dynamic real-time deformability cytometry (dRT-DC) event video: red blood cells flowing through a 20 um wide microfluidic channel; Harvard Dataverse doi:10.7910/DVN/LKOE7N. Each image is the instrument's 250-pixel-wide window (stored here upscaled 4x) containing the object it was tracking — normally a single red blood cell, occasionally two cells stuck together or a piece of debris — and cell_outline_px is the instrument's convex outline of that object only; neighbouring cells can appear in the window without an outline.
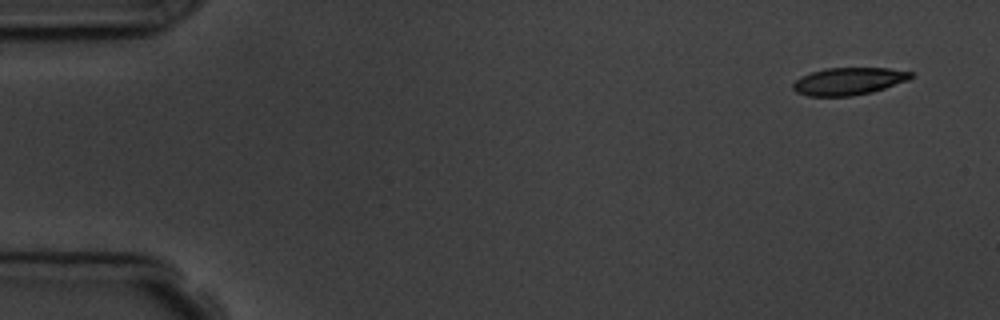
{"species": "common noctule bat (a hibernating species)", "species_latin": "Nyctalus noctula", "temperature_condition": "room temperature", "stored_images_in_passage": 6, "camera_frame_rate_fps": 3000, "um_per_image_px": 0.085, "animal": {"sex": "male", "body_mass_g": 19.5, "forearm_length_mm": 54.6}, "frame": {"image": 1, "passage_image": 1, "time_ms": 0.0, "image_size_px": [1000, 320], "cell_outline_px": [[916, 76], [908, 80], [872, 92], [852, 96], [808, 96], [796, 92], [792, 88], [792, 84], [800, 76], [824, 68], [888, 68], [916, 72]], "centroid_in_image_um": [72.16, 6.9], "position_along_channel_um": 12.8, "area_um2": 19.02}}
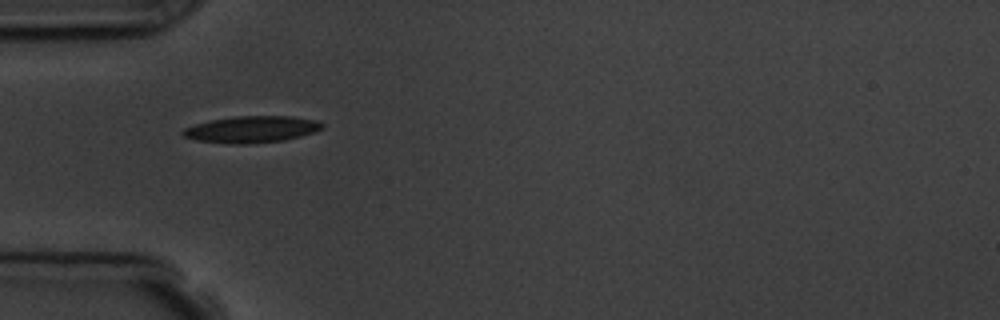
{"frame": {"image": 2, "passage_image": 5, "time_ms": 4.667, "image_size_px": [1000, 320], "cell_outline_px": [[324, 128], [316, 132], [284, 140], [248, 144], [232, 144], [196, 140], [184, 136], [180, 132], [184, 128], [208, 120], [236, 116], [292, 116], [316, 120], [324, 124]], "centroid_in_image_um": [21.4, 10.99], "position_along_channel_um": 63.6, "area_um2": 21.73}}